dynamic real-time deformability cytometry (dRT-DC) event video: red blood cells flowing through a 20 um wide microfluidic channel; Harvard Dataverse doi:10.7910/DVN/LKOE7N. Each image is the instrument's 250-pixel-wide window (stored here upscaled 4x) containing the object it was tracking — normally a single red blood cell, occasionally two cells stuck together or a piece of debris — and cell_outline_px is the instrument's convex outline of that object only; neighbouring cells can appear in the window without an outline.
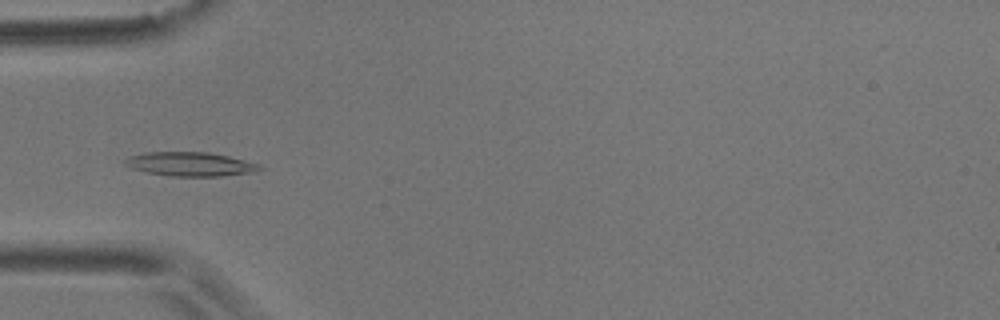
{"species": "common noctule bat (a hibernating species)", "species_latin": "Nyctalus noctula", "temperature_condition": "room temperature", "stored_images_in_passage": 7, "camera_frame_rate_fps": 3000, "um_per_image_px": 0.085, "animal": {"sex": "male", "body_mass_g": 17.9}, "frame": {"image": 1, "passage_image": 1, "time_ms": 0.0, "image_size_px": [1000, 320], "cell_outline_px": [[264, 168], [256, 172], [220, 176], [168, 176], [148, 172], [132, 168], [124, 164], [124, 160], [132, 156], [144, 152], [208, 152], [228, 156], [260, 164]], "centroid_in_image_um": [16.21, 13.95], "position_along_channel_um": 68.8, "area_um2": 18.79}}
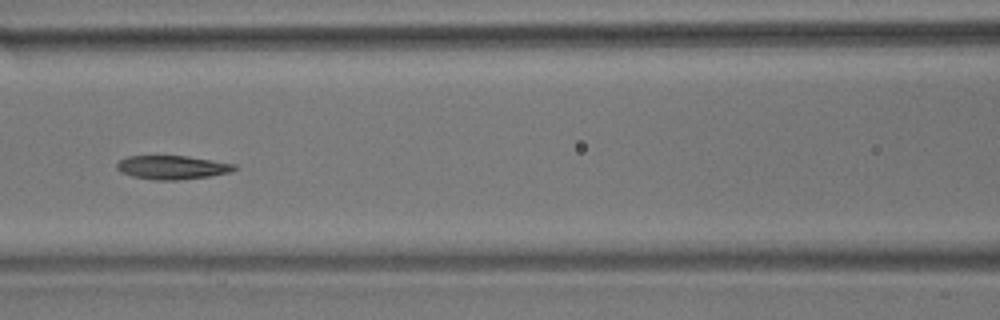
{"frame": {"image": 2, "passage_image": 3, "time_ms": 0.667, "image_size_px": [1000, 320], "cell_outline_px": [[236, 168], [228, 172], [208, 176], [176, 180], [152, 180], [132, 176], [120, 172], [116, 168], [116, 164], [120, 160], [128, 156], [188, 156], [236, 164]], "centroid_in_image_um": [14.59, 14.22], "position_along_channel_um": 152.0, "area_um2": 16.13}}
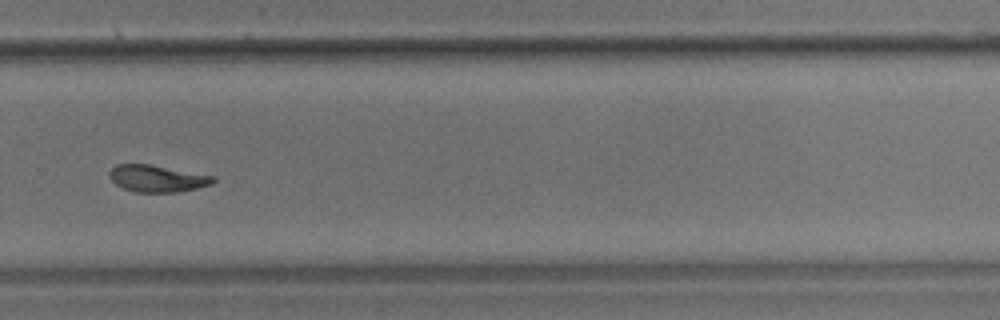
{"frame": {"image": 3, "passage_image": 7, "time_ms": 2.0, "image_size_px": [1000, 320], "cell_outline_px": [[216, 180], [212, 184], [196, 188], [176, 192], [136, 192], [124, 188], [116, 184], [108, 176], [108, 172], [116, 164], [148, 164], [216, 176]], "centroid_in_image_um": [13.36, 15.17], "position_along_channel_um": 316.4, "area_um2": 16.18}}